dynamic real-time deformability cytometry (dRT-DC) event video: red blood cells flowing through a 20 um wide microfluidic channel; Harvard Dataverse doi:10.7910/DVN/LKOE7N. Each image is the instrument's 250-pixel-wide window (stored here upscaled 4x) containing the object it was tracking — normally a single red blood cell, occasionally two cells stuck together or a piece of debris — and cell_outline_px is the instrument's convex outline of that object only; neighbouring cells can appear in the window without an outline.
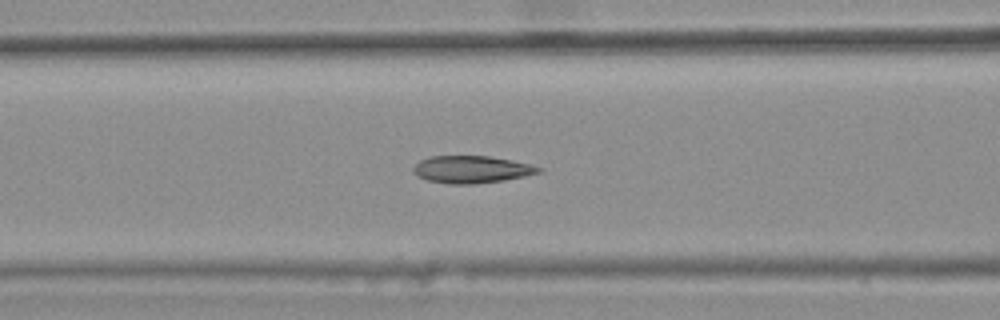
{"species": "common noctule bat (a hibernating species)", "species_latin": "Nyctalus noctula", "temperature_condition": "warm", "stored_images_in_passage": 45, "camera_frame_rate_fps": 3000, "um_per_image_px": 0.085, "animal": {"sex": "female", "body_mass_g": 25.1}, "frame": {"image": 1, "passage_image": 20, "time_ms": 6.333, "image_size_px": [1000, 320], "cell_outline_px": [[544, 168], [540, 172], [524, 176], [504, 180], [472, 184], [448, 184], [428, 180], [416, 176], [412, 172], [412, 168], [420, 160], [428, 156], [488, 156], [512, 160], [532, 164]], "centroid_in_image_um": [40.07, 14.4], "position_along_channel_um": 126.5, "area_um2": 20.06}}
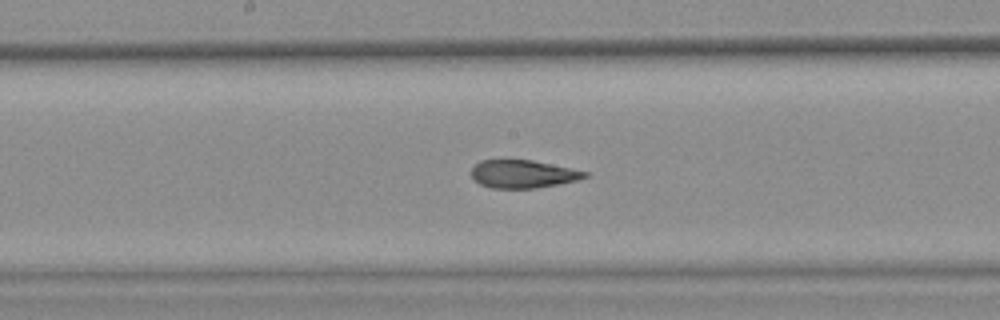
{"frame": {"image": 2, "passage_image": 26, "time_ms": 8.333, "image_size_px": [1000, 320], "cell_outline_px": [[588, 176], [576, 180], [560, 184], [536, 188], [492, 188], [480, 184], [472, 176], [472, 168], [480, 160], [532, 160], [588, 172]], "centroid_in_image_um": [44.45, 14.79], "position_along_channel_um": 203.8, "area_um2": 18.26}, "authors_computed_cell_mechanics": {"area_um2": 20.0566, "velocity_mm_per_s": 3.8744, "shape_relaxation_time_tau1_ms": null, "shape_relaxation_time_tau2_ms": 2.2771, "deformation_change_tau1": null, "deformation_change_tau2": 0.0946}}